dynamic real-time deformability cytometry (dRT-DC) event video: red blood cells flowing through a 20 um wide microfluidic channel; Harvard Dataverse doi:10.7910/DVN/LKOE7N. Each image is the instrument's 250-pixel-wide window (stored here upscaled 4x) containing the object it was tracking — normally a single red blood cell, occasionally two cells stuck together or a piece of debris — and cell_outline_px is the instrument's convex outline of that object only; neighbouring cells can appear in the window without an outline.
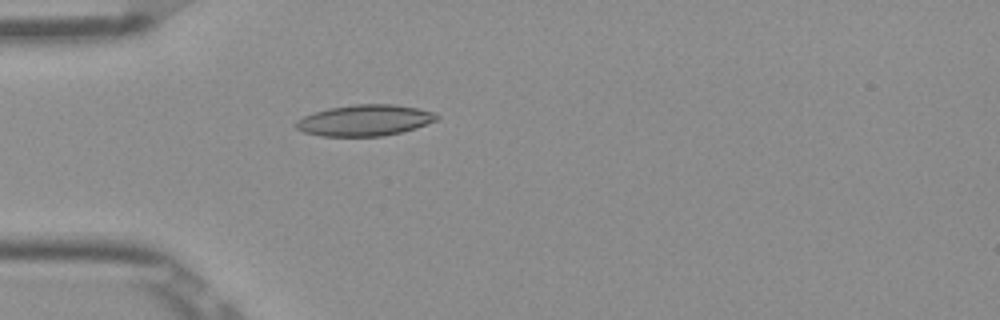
{"species": "Egyptian fruit bat (a non-hibernating species)", "species_latin": "Rousettus aegyptiacus", "temperature_condition": "room temperature", "stored_images_in_passage": 52, "camera_frame_rate_fps": 3000, "um_per_image_px": 0.085, "frame": {"image": 1, "passage_image": 15, "time_ms": 4.667, "image_size_px": [1000, 320], "cell_outline_px": [[440, 116], [436, 120], [416, 128], [384, 136], [320, 136], [304, 132], [296, 128], [292, 124], [296, 120], [304, 116], [328, 108], [352, 104], [396, 104], [416, 108], [432, 112]], "centroid_in_image_um": [30.97, 10.23], "position_along_channel_um": 54.0, "area_um2": 25.55}}
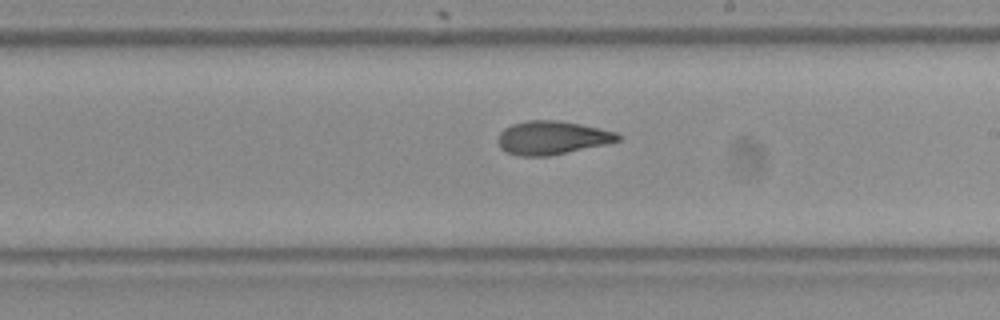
{"frame": {"image": 2, "passage_image": 30, "time_ms": 9.667, "image_size_px": [1000, 320], "cell_outline_px": [[624, 136], [620, 140], [604, 144], [548, 156], [520, 156], [508, 152], [500, 148], [496, 140], [500, 132], [504, 128], [512, 124], [528, 120], [560, 120], [600, 128], [616, 132]], "centroid_in_image_um": [46.91, 11.69], "position_along_channel_um": 242.1, "area_um2": 23.41}}
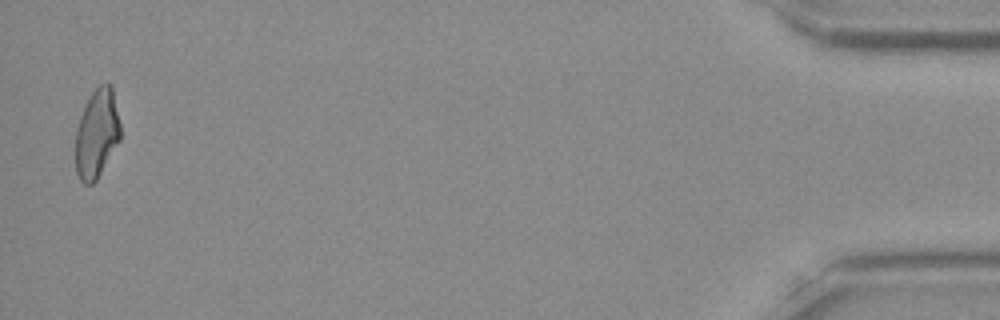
{"frame": {"image": 3, "passage_image": 51, "time_ms": 16.667, "image_size_px": [1000, 320], "cell_outline_px": [[120, 140], [96, 180], [92, 184], [84, 184], [80, 180], [76, 172], [76, 128], [80, 116], [92, 92], [100, 84], [112, 84], [120, 124]], "centroid_in_image_um": [8.23, 11.36], "position_along_channel_um": 427.0, "area_um2": 23.06}, "authors_computed_cell_mechanics": {"area_um2": 23.5246, "velocity_mm_per_s": 3.9095, "shape_relaxation_time_tau1_ms": 6.3114, "shape_relaxation_time_tau2_ms": 2.2208, "deformation_change_tau1": 0.1908, "deformation_change_tau2": 0.0813}}